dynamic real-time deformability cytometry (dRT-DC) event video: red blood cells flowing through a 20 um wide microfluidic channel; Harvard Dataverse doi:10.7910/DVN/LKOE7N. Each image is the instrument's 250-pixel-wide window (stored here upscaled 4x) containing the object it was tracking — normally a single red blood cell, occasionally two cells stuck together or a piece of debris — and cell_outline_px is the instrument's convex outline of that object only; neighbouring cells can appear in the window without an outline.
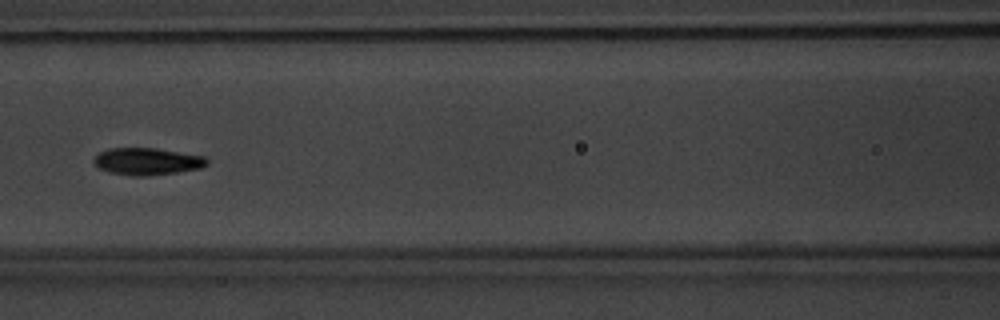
{"species": "common noctule bat (a hibernating species)", "species_latin": "Nyctalus noctula", "temperature_condition": "warm", "stored_images_in_passage": 9, "camera_frame_rate_fps": 3000, "um_per_image_px": 0.085, "animal": {"sex": "male", "body_mass_g": 20.1, "forearm_length_mm": 53.5}, "frame": {"image": 1, "passage_image": 7, "time_ms": 8.0, "image_size_px": [1000, 320], "cell_outline_px": [[208, 164], [200, 168], [176, 172], [144, 176], [132, 176], [108, 172], [100, 168], [92, 160], [100, 152], [108, 148], [156, 148], [204, 156], [208, 160]], "centroid_in_image_um": [12.5, 13.71], "position_along_channel_um": 154.1, "area_um2": 17.74}}
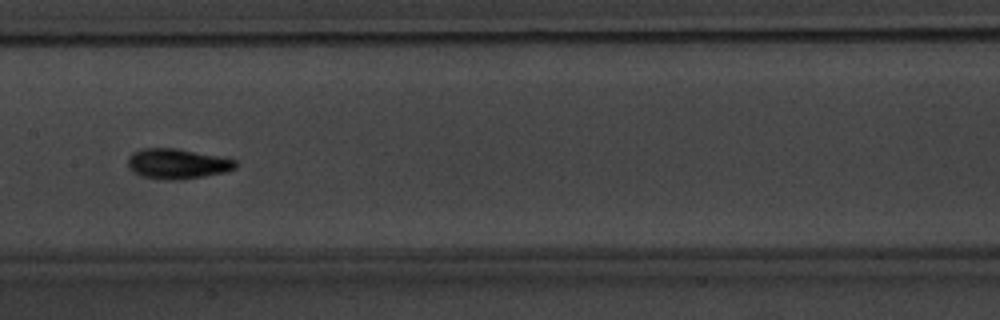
{"frame": {"image": 2, "passage_image": 8, "time_ms": 9.0, "image_size_px": [1000, 320], "cell_outline_px": [[236, 168], [224, 172], [204, 176], [180, 180], [164, 180], [140, 176], [132, 172], [128, 168], [128, 156], [132, 152], [140, 148], [176, 148], [236, 160]], "centroid_in_image_um": [14.99, 13.93], "position_along_channel_um": 192.4, "area_um2": 19.02}}